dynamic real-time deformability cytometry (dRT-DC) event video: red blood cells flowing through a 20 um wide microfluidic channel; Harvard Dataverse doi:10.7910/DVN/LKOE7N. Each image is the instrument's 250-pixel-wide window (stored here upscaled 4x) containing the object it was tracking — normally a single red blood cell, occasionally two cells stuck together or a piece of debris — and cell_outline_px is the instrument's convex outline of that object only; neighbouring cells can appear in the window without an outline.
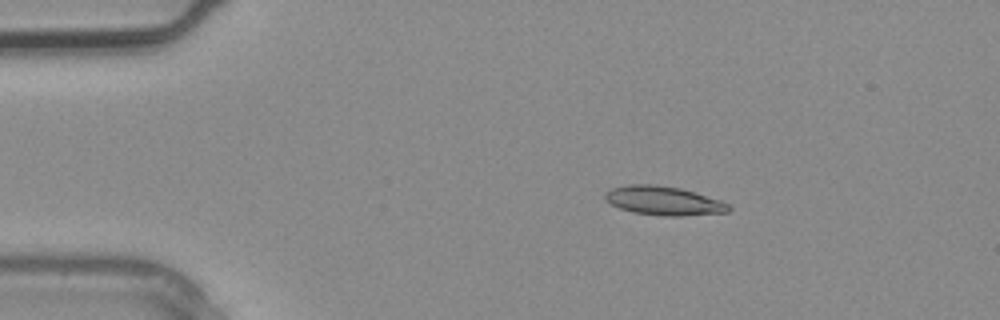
{"species": "common noctule bat (a hibernating species)", "species_latin": "Nyctalus noctula", "temperature_condition": "warm", "stored_images_in_passage": 3, "segment_of_instrument_passage": [1, 2], "camera_frame_rate_fps": 3000, "um_per_image_px": 0.085, "animal": {"sex": "male", "body_mass_g": 20.4}, "frame": {"image": 1, "passage_image": 2, "time_ms": 0.333, "image_size_px": [1000, 320], "cell_outline_px": [[732, 208], [728, 212], [680, 216], [660, 216], [632, 212], [620, 208], [604, 200], [604, 192], [612, 188], [628, 184], [656, 184], [680, 188], [720, 200], [728, 204]], "centroid_in_image_um": [56.37, 17.06], "position_along_channel_um": 28.6, "area_um2": 20.92}}